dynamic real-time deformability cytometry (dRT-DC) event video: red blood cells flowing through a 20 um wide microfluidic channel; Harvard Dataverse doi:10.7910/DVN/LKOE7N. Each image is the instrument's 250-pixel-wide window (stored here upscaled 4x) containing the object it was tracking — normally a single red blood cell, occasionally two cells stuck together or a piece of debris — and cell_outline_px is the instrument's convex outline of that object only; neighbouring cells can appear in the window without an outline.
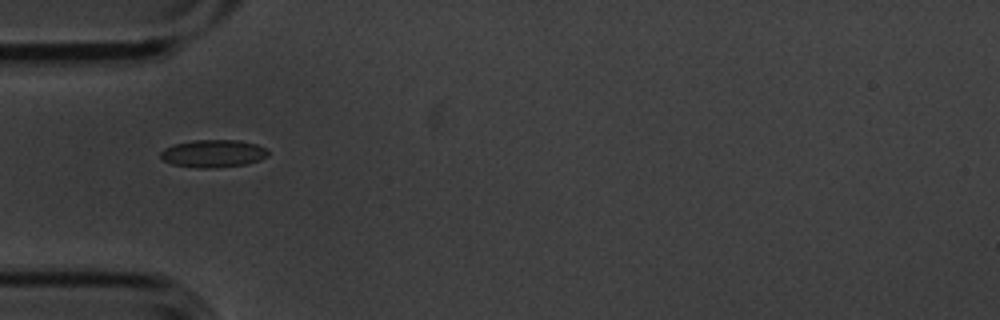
{"species": "common noctule bat (a hibernating species)", "species_latin": "Nyctalus noctula", "temperature_condition": "cold", "stored_images_in_passage": 2, "camera_frame_rate_fps": 3000, "um_per_image_px": 0.085, "animal": {"sex": "male", "body_mass_g": 20.1, "forearm_length_mm": 53.5}, "frame": {"image": 1, "passage_image": 1, "time_ms": 0.0, "image_size_px": [1000, 320], "cell_outline_px": [[268, 156], [248, 164], [216, 168], [200, 168], [172, 164], [164, 160], [160, 156], [160, 152], [164, 148], [172, 144], [192, 140], [240, 140], [256, 144], [264, 148], [268, 152]], "centroid_in_image_um": [18.1, 13.05], "position_along_channel_um": 66.9, "area_um2": 17.4}}
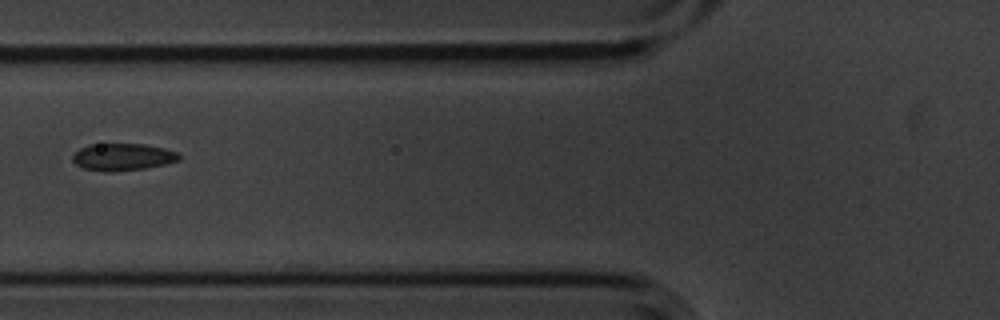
{"frame": {"image": 2, "passage_image": 2, "time_ms": 0.333, "image_size_px": [1000, 320], "cell_outline_px": [[180, 160], [164, 164], [144, 168], [112, 172], [104, 172], [84, 168], [76, 164], [72, 160], [72, 156], [80, 148], [88, 144], [144, 144], [164, 148], [180, 152]], "centroid_in_image_um": [10.44, 13.34], "position_along_channel_um": 115.4, "area_um2": 16.88}}